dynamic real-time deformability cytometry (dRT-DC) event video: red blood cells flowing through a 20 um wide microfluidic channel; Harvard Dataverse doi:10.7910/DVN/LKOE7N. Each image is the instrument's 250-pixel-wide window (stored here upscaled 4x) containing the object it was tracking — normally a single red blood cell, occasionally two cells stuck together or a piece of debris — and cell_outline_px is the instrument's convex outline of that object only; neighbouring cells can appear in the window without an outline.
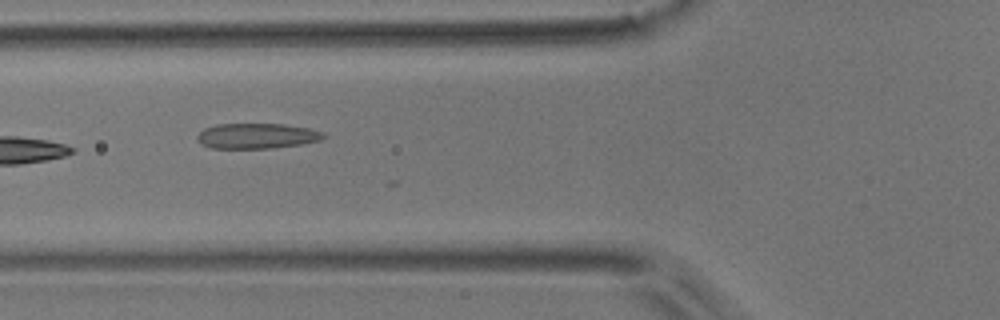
{"species": "common noctule bat (a hibernating species)", "species_latin": "Nyctalus noctula", "temperature_condition": "room temperature", "stored_images_in_passage": 8, "camera_frame_rate_fps": 3000, "um_per_image_px": 0.085, "animal": {"sex": "male", "body_mass_g": 17.9}, "frame": {"image": 1, "passage_image": 6, "time_ms": 1.667, "image_size_px": [1000, 320], "cell_outline_px": [[328, 136], [320, 140], [300, 144], [272, 148], [212, 148], [200, 144], [196, 140], [196, 136], [204, 128], [216, 124], [284, 124], [308, 128], [324, 132]], "centroid_in_image_um": [21.81, 11.55], "position_along_channel_um": 104.0, "area_um2": 18.73}}
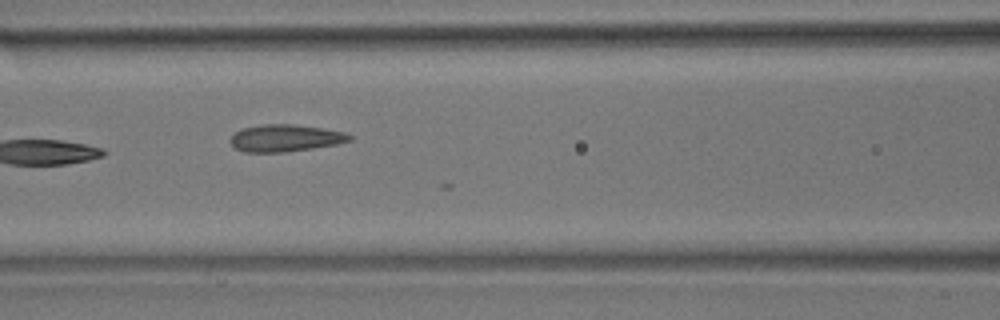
{"frame": {"image": 2, "passage_image": 7, "time_ms": 2.0, "image_size_px": [1000, 320], "cell_outline_px": [[352, 140], [336, 144], [312, 148], [284, 152], [244, 152], [236, 148], [228, 140], [240, 128], [264, 124], [292, 124], [324, 128], [344, 132], [352, 136]], "centroid_in_image_um": [24.24, 11.73], "position_along_channel_um": 142.4, "area_um2": 18.79}}